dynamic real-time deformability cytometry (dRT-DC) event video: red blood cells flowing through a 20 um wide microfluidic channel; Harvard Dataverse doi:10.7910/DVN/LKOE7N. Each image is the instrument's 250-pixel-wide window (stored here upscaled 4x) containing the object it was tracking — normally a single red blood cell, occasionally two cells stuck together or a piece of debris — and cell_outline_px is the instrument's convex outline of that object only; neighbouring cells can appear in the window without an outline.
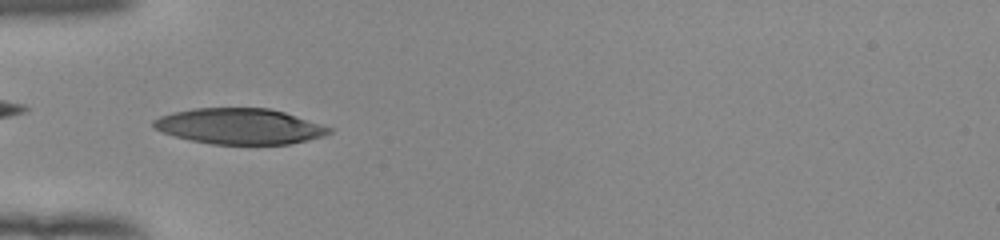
{"species": "human", "species_latin": "Homo sapiens", "temperature_condition": "room temperature", "stored_images_in_passage": 53, "camera_frame_rate_fps": 3000, "um_per_image_px": 0.085, "donor": {"sex": "female"}, "frame": {"image": 1, "passage_image": 18, "time_ms": 5.667, "image_size_px": [1000, 240], "cell_outline_px": [[332, 132], [324, 136], [308, 140], [288, 144], [212, 144], [192, 140], [160, 132], [152, 128], [152, 120], [160, 116], [172, 112], [192, 108], [268, 108], [284, 112], [332, 128]], "centroid_in_image_um": [20.32, 10.73], "position_along_channel_um": 64.7, "area_um2": 36.53}}
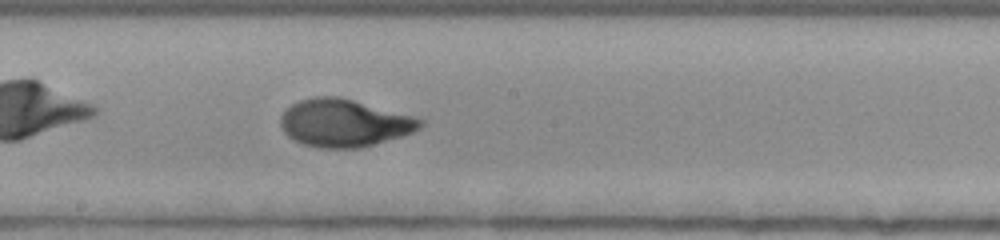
{"frame": {"image": 2, "passage_image": 30, "time_ms": 9.667, "image_size_px": [1000, 240], "cell_outline_px": [[424, 124], [420, 128], [412, 132], [400, 136], [360, 148], [320, 148], [304, 144], [288, 136], [284, 132], [280, 124], [280, 116], [292, 104], [300, 100], [316, 96], [340, 96], [412, 116], [424, 120]], "centroid_in_image_um": [29.24, 10.45], "position_along_channel_um": 219.0, "area_um2": 38.44}}
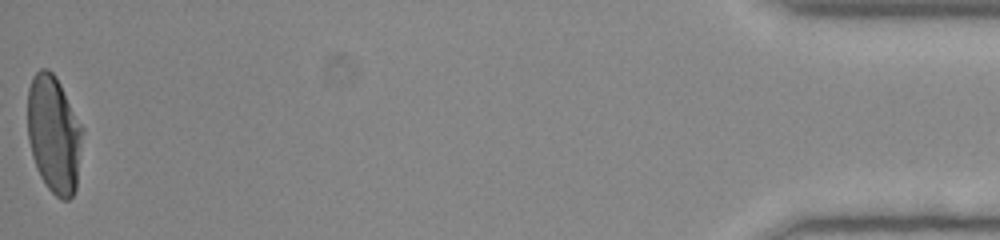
{"frame": {"image": 3, "passage_image": 53, "time_ms": 17.333, "image_size_px": [1000, 240], "cell_outline_px": [[84, 132], [76, 188], [72, 196], [68, 200], [60, 200], [48, 188], [40, 176], [36, 168], [32, 156], [28, 140], [28, 88], [32, 76], [40, 68], [48, 68], [56, 76], [84, 128]], "centroid_in_image_um": [4.59, 11.4], "position_along_channel_um": 430.6, "area_um2": 38.09}, "authors_computed_cell_mechanics": {"area_um2": 36.9342, "velocity_mm_per_s": 3.9281, "shape_relaxation_time_tau1_ms": 5.5776, "shape_relaxation_time_tau2_ms": 0.7663, "deformation_change_tau1": 0.2518, "deformation_change_tau2": 0.0493}}